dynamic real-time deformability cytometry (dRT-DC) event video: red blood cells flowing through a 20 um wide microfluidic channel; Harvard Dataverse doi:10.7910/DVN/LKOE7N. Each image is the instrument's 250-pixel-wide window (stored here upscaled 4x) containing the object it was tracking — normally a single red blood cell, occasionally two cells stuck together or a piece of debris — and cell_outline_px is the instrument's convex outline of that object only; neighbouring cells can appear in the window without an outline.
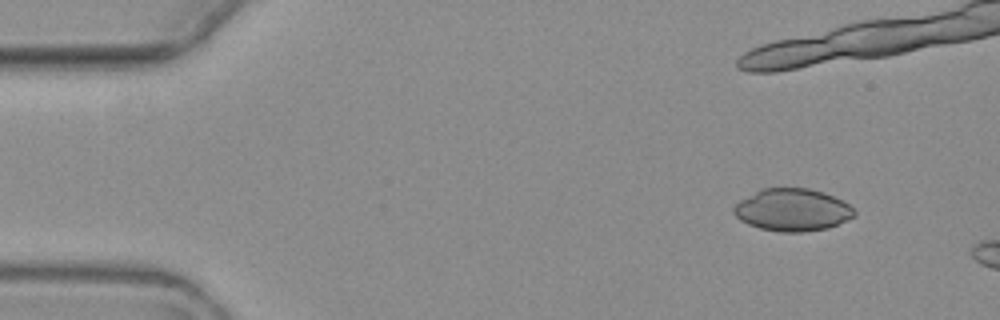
{"species": "common noctule bat (a hibernating species)", "species_latin": "Nyctalus noctula", "temperature_condition": "warm", "stored_images_in_passage": 3, "camera_frame_rate_fps": 3000, "um_per_image_px": 0.085, "animal": {"sex": "female", "body_mass_g": 19.3, "forearm_length_mm": 54.1}, "frame": {"image": 1, "passage_image": 1, "time_ms": 0.0, "image_size_px": [1000, 320], "cell_outline_px": [[856, 216], [828, 228], [800, 232], [780, 232], [760, 228], [748, 224], [740, 220], [732, 212], [732, 208], [740, 200], [760, 188], [808, 188], [824, 192], [848, 204], [856, 212]], "centroid_in_image_um": [67.33, 17.84], "position_along_channel_um": 17.7, "area_um2": 29.77}}